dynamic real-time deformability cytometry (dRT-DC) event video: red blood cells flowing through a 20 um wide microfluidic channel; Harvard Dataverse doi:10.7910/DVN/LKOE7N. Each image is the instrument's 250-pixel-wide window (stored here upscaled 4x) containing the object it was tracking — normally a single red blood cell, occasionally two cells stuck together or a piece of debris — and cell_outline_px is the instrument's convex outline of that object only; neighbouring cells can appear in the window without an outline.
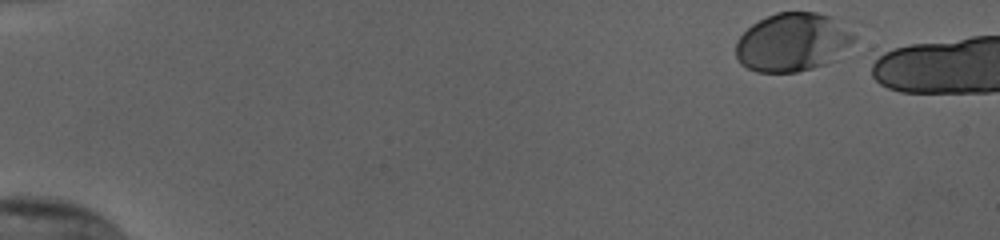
{"species": "human", "species_latin": "Homo sapiens", "temperature_condition": "cold", "stored_images_in_passage": 5, "camera_frame_rate_fps": 3000, "um_per_image_px": 0.085, "donor": {"sex": "female"}, "frame": {"image": 1, "passage_image": 1, "time_ms": 0.0, "image_size_px": [1000, 240], "cell_outline_px": [[856, 36], [836, 60], [828, 64], [796, 72], [756, 72], [740, 64], [736, 56], [736, 40], [752, 24], [776, 12], [816, 12], [832, 16]], "centroid_in_image_um": [67.35, 3.6], "position_along_channel_um": 17.6, "area_um2": 40.23}}